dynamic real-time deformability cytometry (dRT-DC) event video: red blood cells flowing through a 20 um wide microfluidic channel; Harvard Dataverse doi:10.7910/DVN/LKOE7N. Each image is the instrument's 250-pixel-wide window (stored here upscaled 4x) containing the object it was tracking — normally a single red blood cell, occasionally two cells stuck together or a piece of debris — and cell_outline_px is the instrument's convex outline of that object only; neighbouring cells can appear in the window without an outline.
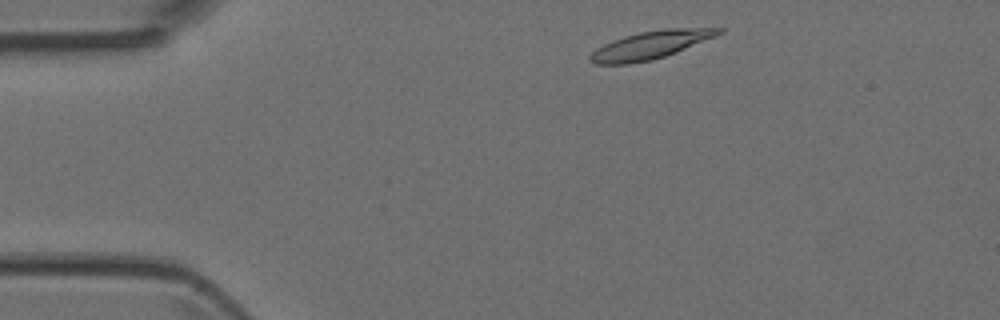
{"species": "Egyptian fruit bat (a non-hibernating species)", "species_latin": "Rousettus aegyptiacus", "temperature_condition": "room temperature", "stored_images_in_passage": 42, "camera_frame_rate_fps": 3000, "um_per_image_px": 0.085, "animal": {"sex": "female"}, "frame": {"image": 1, "passage_image": 2, "time_ms": 0.333, "image_size_px": [1000, 320], "cell_outline_px": [[724, 32], [716, 36], [676, 52], [652, 60], [628, 64], [596, 64], [588, 60], [588, 56], [596, 48], [612, 40], [624, 36], [640, 32], [668, 28], [724, 28]], "centroid_in_image_um": [55.27, 3.83], "position_along_channel_um": 29.7, "area_um2": 20.81}}
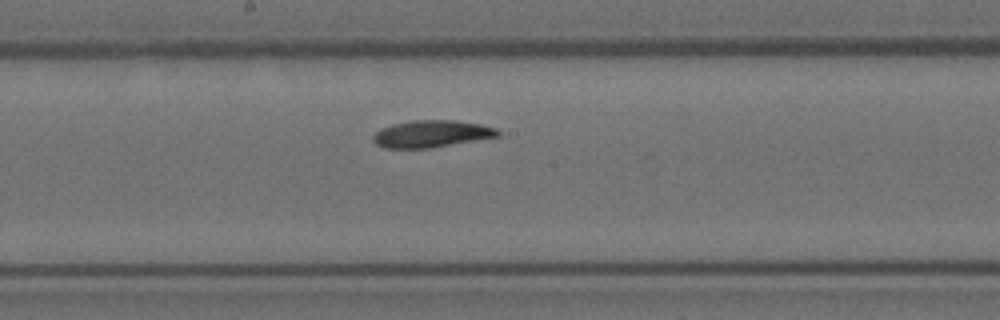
{"frame": {"image": 2, "passage_image": 19, "time_ms": 6.0, "image_size_px": [1000, 320], "cell_outline_px": [[500, 136], [432, 148], [384, 148], [376, 144], [372, 140], [372, 136], [380, 128], [392, 124], [412, 120], [456, 120], [480, 124], [496, 128], [500, 132]], "centroid_in_image_um": [36.66, 11.37], "position_along_channel_um": 211.5, "area_um2": 19.83}}
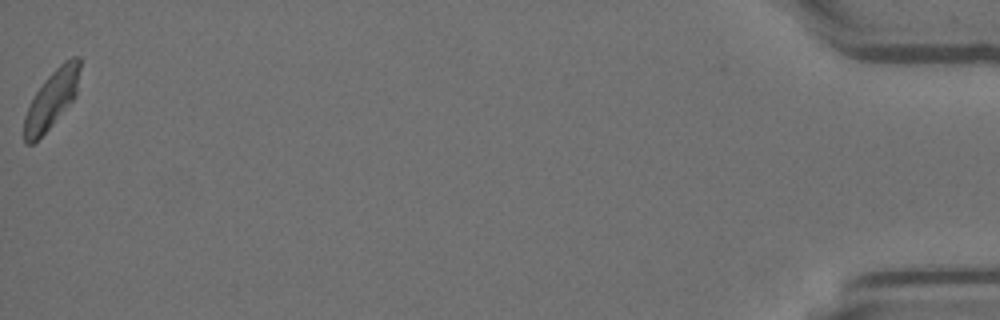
{"frame": {"image": 3, "passage_image": 42, "time_ms": 13.667, "image_size_px": [1000, 320], "cell_outline_px": [[80, 68], [76, 96], [52, 124], [32, 144], [24, 144], [24, 116], [36, 92], [44, 80], [64, 60], [72, 56], [80, 56]], "centroid_in_image_um": [4.4, 8.4], "position_along_channel_um": 430.8, "area_um2": 18.44}}